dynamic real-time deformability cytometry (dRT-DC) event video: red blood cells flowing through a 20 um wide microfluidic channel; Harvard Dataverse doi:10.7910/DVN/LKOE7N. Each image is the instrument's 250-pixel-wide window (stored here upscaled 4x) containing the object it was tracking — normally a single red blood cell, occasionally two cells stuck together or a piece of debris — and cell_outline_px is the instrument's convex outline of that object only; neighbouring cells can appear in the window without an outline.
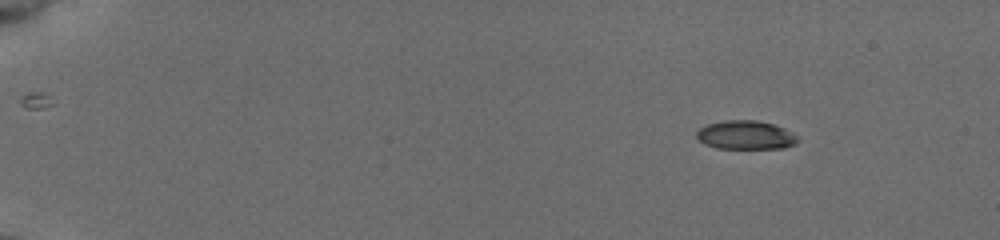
{"species": "common noctule bat (a hibernating species)", "species_latin": "Nyctalus noctula", "temperature_condition": "cold", "stored_images_in_passage": 48, "camera_frame_rate_fps": 3000, "um_per_image_px": 0.085, "animal": {"sex": "female", "body_mass_g": 19.5, "forearm_length_mm": 54.1}, "frame": {"image": 1, "passage_image": 1, "time_ms": 0.0, "image_size_px": [1000, 240], "cell_outline_px": [[800, 140], [796, 144], [784, 148], [716, 148], [704, 144], [696, 136], [696, 132], [700, 128], [708, 124], [724, 120], [756, 120], [772, 124], [784, 128], [792, 132]], "centroid_in_image_um": [63.39, 11.48], "position_along_channel_um": 21.6, "area_um2": 16.94}}
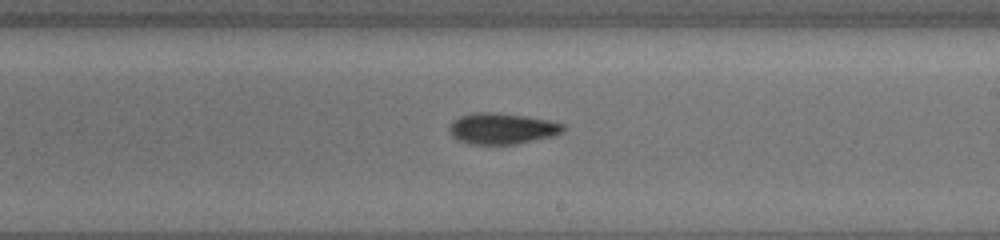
{"frame": {"image": 2, "passage_image": 28, "time_ms": 9.0, "image_size_px": [1000, 240], "cell_outline_px": [[564, 132], [556, 136], [516, 144], [468, 144], [456, 140], [448, 132], [448, 128], [452, 120], [460, 116], [476, 112], [492, 112], [524, 116], [548, 120], [564, 124]], "centroid_in_image_um": [42.65, 10.94], "position_along_channel_um": 246.4, "area_um2": 20.87}}
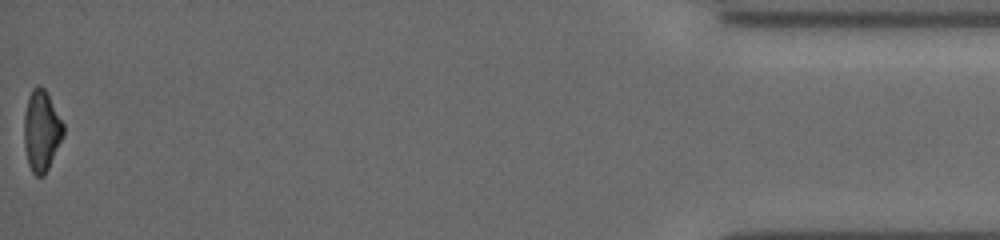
{"frame": {"image": 3, "passage_image": 48, "time_ms": 15.667, "image_size_px": [1000, 240], "cell_outline_px": [[64, 136], [44, 176], [36, 176], [32, 172], [28, 164], [24, 148], [24, 112], [28, 96], [32, 88], [44, 88], [64, 124]], "centroid_in_image_um": [3.52, 11.15], "position_along_channel_um": 431.7, "area_um2": 18.5}, "authors_computed_cell_mechanics": {"area_um2": 18.9295, "velocity_mm_per_s": 3.9539, "shape_relaxation_time_tau1_ms": 5.6703, "shape_relaxation_time_tau2_ms": null, "deformation_change_tau1": 0.1576, "deformation_change_tau2": null}}